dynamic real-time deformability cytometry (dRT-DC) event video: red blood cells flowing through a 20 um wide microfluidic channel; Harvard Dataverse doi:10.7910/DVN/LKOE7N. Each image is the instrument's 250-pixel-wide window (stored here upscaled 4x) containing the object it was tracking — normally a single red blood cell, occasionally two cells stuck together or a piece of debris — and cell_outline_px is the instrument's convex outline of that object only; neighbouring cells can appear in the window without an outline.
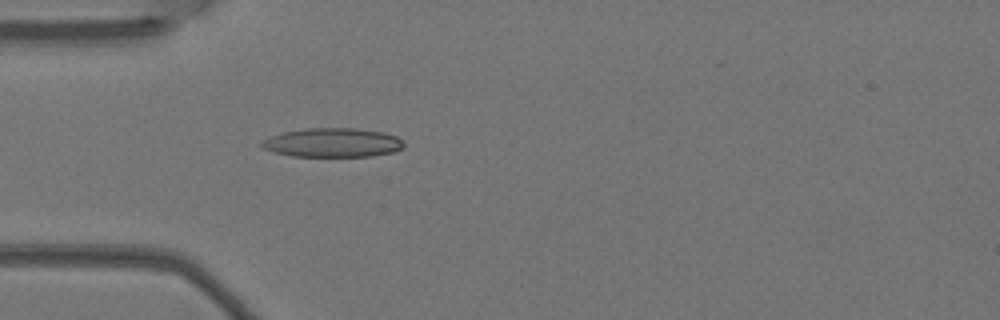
{"species": "Egyptian fruit bat (a non-hibernating species)", "species_latin": "Rousettus aegyptiacus", "temperature_condition": "warm", "stored_images_in_passage": 4, "camera_frame_rate_fps": 3000, "um_per_image_px": 0.085, "animal": {"sex": "female"}, "frame": {"image": 1, "passage_image": 4, "time_ms": 1.0, "image_size_px": [1000, 320], "cell_outline_px": [[404, 148], [392, 152], [372, 156], [292, 156], [276, 152], [264, 148], [260, 144], [264, 140], [272, 136], [284, 132], [308, 128], [356, 128], [384, 132], [396, 136], [404, 144]], "centroid_in_image_um": [28.32, 12.12], "position_along_channel_um": 56.7, "area_um2": 23.81}}